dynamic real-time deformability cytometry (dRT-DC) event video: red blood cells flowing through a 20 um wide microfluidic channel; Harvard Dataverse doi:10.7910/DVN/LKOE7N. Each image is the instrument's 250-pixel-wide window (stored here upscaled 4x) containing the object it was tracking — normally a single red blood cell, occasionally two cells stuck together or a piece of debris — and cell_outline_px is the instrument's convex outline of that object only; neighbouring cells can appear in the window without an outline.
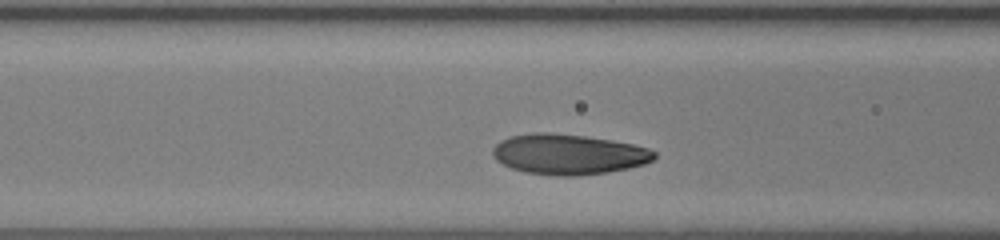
{"species": "human", "species_latin": "Homo sapiens", "temperature_condition": "room temperature", "stored_images_in_passage": 24, "segment_of_instrument_passage": [1, 2], "camera_frame_rate_fps": 3000, "um_per_image_px": 0.085, "donor": {"sex": "female"}, "frame": {"image": 1, "passage_image": 4, "time_ms": 1.0, "image_size_px": [1000, 240], "cell_outline_px": [[656, 156], [652, 160], [644, 164], [628, 168], [608, 172], [580, 176], [560, 176], [524, 172], [512, 168], [496, 160], [492, 156], [492, 148], [500, 140], [508, 136], [532, 132], [548, 132], [584, 136], [612, 140], [632, 144], [648, 148], [656, 152]], "centroid_in_image_um": [48.29, 13.11], "position_along_channel_um": 118.3, "area_um2": 38.21}}
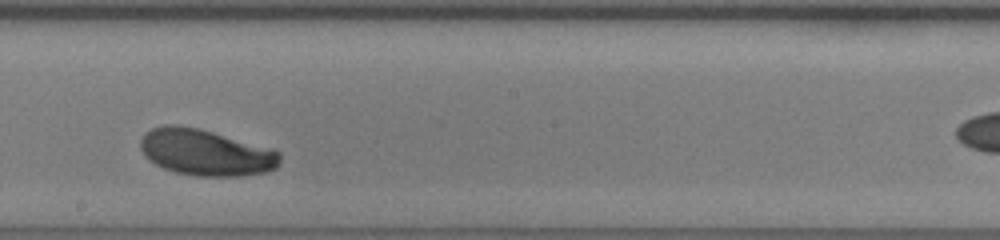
{"frame": {"image": 2, "passage_image": 12, "time_ms": 3.667, "image_size_px": [1000, 240], "cell_outline_px": [[280, 164], [276, 168], [264, 172], [240, 176], [196, 176], [176, 172], [164, 168], [148, 160], [140, 148], [140, 140], [144, 132], [152, 128], [164, 124], [176, 124], [200, 128], [276, 148], [280, 152]], "centroid_in_image_um": [17.51, 12.93], "position_along_channel_um": 230.7, "area_um2": 38.32}}
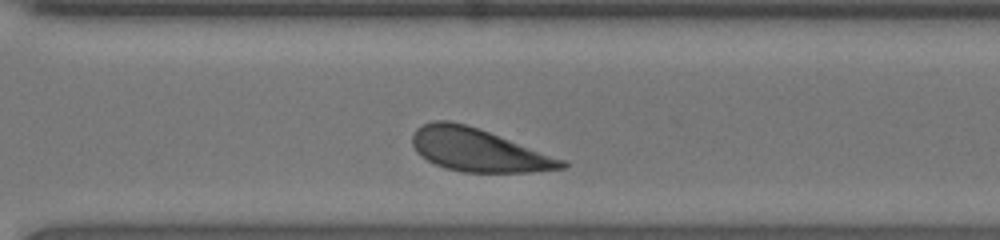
{"frame": {"image": 3, "passage_image": 19, "time_ms": 6.0, "image_size_px": [1000, 240], "cell_outline_px": [[568, 168], [532, 172], [460, 172], [444, 168], [420, 156], [416, 152], [412, 144], [412, 136], [416, 128], [432, 120], [448, 120], [464, 124], [488, 132], [564, 160], [568, 164]], "centroid_in_image_um": [40.61, 12.77], "position_along_channel_um": 330.0, "area_um2": 36.99}}